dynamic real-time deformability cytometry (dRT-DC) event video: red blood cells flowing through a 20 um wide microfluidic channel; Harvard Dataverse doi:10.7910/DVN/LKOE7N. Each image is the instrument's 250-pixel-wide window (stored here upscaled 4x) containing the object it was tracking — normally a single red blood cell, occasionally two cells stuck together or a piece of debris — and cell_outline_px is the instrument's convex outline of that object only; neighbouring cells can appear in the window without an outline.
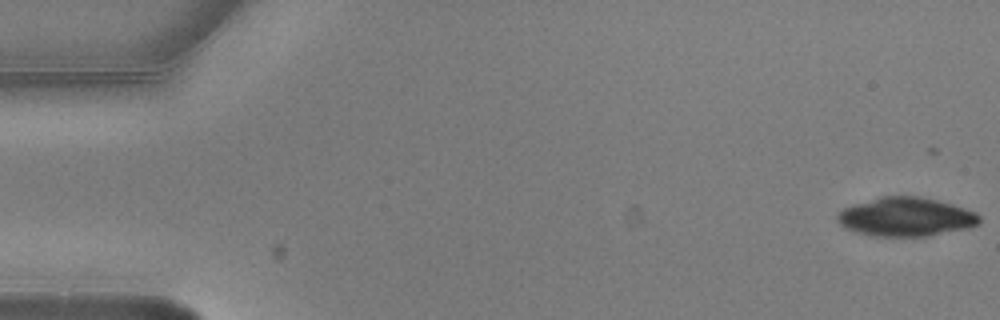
{"species": "common noctule bat (a hibernating species)", "species_latin": "Nyctalus noctula", "temperature_condition": "warm", "stored_images_in_passage": 2, "camera_frame_rate_fps": 3000, "um_per_image_px": 0.085, "animal": {"sex": "male", "body_mass_g": 20.5, "forearm_length_mm": 52.5}, "frame": {"image": 1, "passage_image": 2, "time_ms": 0.333, "image_size_px": [1000, 320], "cell_outline_px": [[980, 224], [972, 228], [928, 236], [872, 236], [856, 232], [844, 228], [836, 220], [836, 216], [844, 208], [852, 204], [880, 196], [920, 196], [952, 204], [976, 212], [980, 216]], "centroid_in_image_um": [77.01, 18.44], "position_along_channel_um": 8.0, "area_um2": 32.48}}